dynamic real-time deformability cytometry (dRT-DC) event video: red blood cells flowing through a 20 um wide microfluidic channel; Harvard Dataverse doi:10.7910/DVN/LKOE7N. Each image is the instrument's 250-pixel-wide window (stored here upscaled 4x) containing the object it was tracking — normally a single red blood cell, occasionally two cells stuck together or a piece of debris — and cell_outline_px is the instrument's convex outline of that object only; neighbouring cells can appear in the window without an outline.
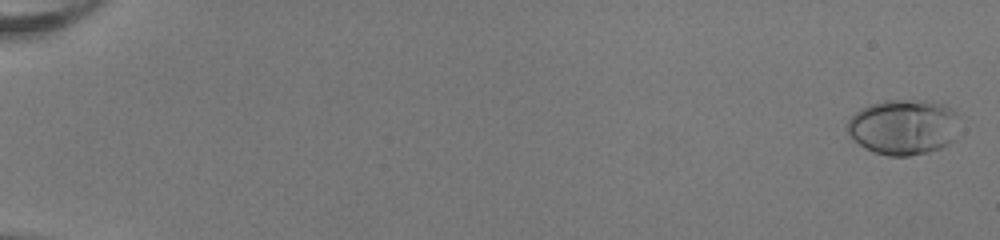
{"species": "human", "species_latin": "Homo sapiens", "temperature_condition": "room temperature", "stored_images_in_passage": 54, "camera_frame_rate_fps": 3000, "um_per_image_px": 0.085, "donor": {"sex": "female"}, "frame": {"image": 1, "passage_image": 2, "time_ms": 0.333, "image_size_px": [1000, 240], "cell_outline_px": [[960, 112], [952, 140], [948, 144], [940, 148], [928, 152], [908, 156], [888, 156], [864, 148], [848, 132], [848, 120], [860, 108], [884, 100], [924, 100], [948, 104], [956, 108]], "centroid_in_image_um": [76.84, 10.76], "position_along_channel_um": 8.2, "area_um2": 36.36}}
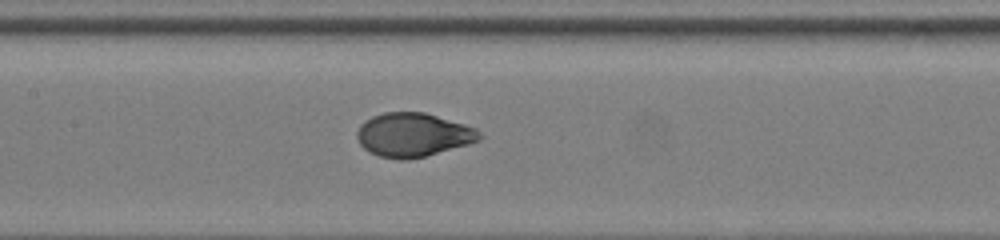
{"frame": {"image": 2, "passage_image": 29, "time_ms": 9.333, "image_size_px": [1000, 240], "cell_outline_px": [[484, 136], [480, 140], [468, 144], [424, 156], [404, 160], [400, 160], [380, 156], [368, 152], [360, 144], [356, 136], [356, 132], [360, 124], [364, 120], [372, 116], [384, 112], [424, 112], [464, 124], [476, 128]], "centroid_in_image_um": [35.09, 11.45], "position_along_channel_um": 172.3, "area_um2": 31.27}}
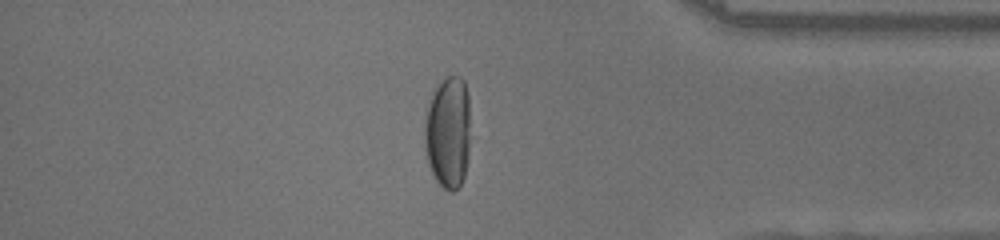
{"frame": {"image": 3, "passage_image": 47, "time_ms": 15.333, "image_size_px": [1000, 240], "cell_outline_px": [[468, 160], [464, 176], [460, 184], [452, 192], [444, 188], [436, 180], [428, 164], [424, 148], [424, 124], [428, 104], [436, 88], [448, 76], [460, 76], [464, 80], [468, 96]], "centroid_in_image_um": [38.06, 11.27], "position_along_channel_um": 397.1, "area_um2": 29.65}, "authors_computed_cell_mechanics": {"area_um2": 31.9634, "velocity_mm_per_s": 4.0248, "shape_relaxation_time_tau1_ms": 4.7374, "shape_relaxation_time_tau2_ms": null, "deformation_change_tau1": 0.224, "deformation_change_tau2": null}}